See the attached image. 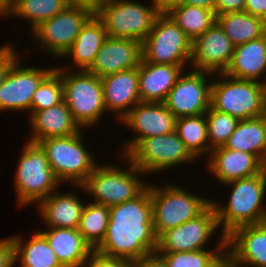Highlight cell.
Segmentation results:
<instances>
[{"label":"cell","instance_id":"cell-3","mask_svg":"<svg viewBox=\"0 0 266 267\" xmlns=\"http://www.w3.org/2000/svg\"><path fill=\"white\" fill-rule=\"evenodd\" d=\"M122 158L127 161L126 168L123 169L112 163L98 164L82 185L73 187L83 189V192L87 191L93 197V203L108 207L137 197L149 183L144 182L140 177L144 174L140 169L125 156Z\"/></svg>","mask_w":266,"mask_h":267},{"label":"cell","instance_id":"cell-30","mask_svg":"<svg viewBox=\"0 0 266 267\" xmlns=\"http://www.w3.org/2000/svg\"><path fill=\"white\" fill-rule=\"evenodd\" d=\"M216 22L234 46L258 39L266 34V21L245 11L218 15Z\"/></svg>","mask_w":266,"mask_h":267},{"label":"cell","instance_id":"cell-35","mask_svg":"<svg viewBox=\"0 0 266 267\" xmlns=\"http://www.w3.org/2000/svg\"><path fill=\"white\" fill-rule=\"evenodd\" d=\"M214 250L203 249L191 252L156 253L168 267H208L226 248V237L221 234Z\"/></svg>","mask_w":266,"mask_h":267},{"label":"cell","instance_id":"cell-22","mask_svg":"<svg viewBox=\"0 0 266 267\" xmlns=\"http://www.w3.org/2000/svg\"><path fill=\"white\" fill-rule=\"evenodd\" d=\"M182 66L155 64L143 59L138 66L141 102L163 103L180 75L187 70Z\"/></svg>","mask_w":266,"mask_h":267},{"label":"cell","instance_id":"cell-23","mask_svg":"<svg viewBox=\"0 0 266 267\" xmlns=\"http://www.w3.org/2000/svg\"><path fill=\"white\" fill-rule=\"evenodd\" d=\"M29 121L33 132L29 141L35 143L46 138L75 135L82 130L64 101L42 111H31Z\"/></svg>","mask_w":266,"mask_h":267},{"label":"cell","instance_id":"cell-42","mask_svg":"<svg viewBox=\"0 0 266 267\" xmlns=\"http://www.w3.org/2000/svg\"><path fill=\"white\" fill-rule=\"evenodd\" d=\"M244 11L266 21V0H246Z\"/></svg>","mask_w":266,"mask_h":267},{"label":"cell","instance_id":"cell-5","mask_svg":"<svg viewBox=\"0 0 266 267\" xmlns=\"http://www.w3.org/2000/svg\"><path fill=\"white\" fill-rule=\"evenodd\" d=\"M220 81L211 83L210 106L238 120L266 115V85L215 73ZM222 78V80H221Z\"/></svg>","mask_w":266,"mask_h":267},{"label":"cell","instance_id":"cell-29","mask_svg":"<svg viewBox=\"0 0 266 267\" xmlns=\"http://www.w3.org/2000/svg\"><path fill=\"white\" fill-rule=\"evenodd\" d=\"M14 247V264L20 267H63L45 237L35 231L33 236L24 241L22 236L12 237Z\"/></svg>","mask_w":266,"mask_h":267},{"label":"cell","instance_id":"cell-17","mask_svg":"<svg viewBox=\"0 0 266 267\" xmlns=\"http://www.w3.org/2000/svg\"><path fill=\"white\" fill-rule=\"evenodd\" d=\"M234 45L217 22L192 41L190 63L194 70L224 73L229 67Z\"/></svg>","mask_w":266,"mask_h":267},{"label":"cell","instance_id":"cell-24","mask_svg":"<svg viewBox=\"0 0 266 267\" xmlns=\"http://www.w3.org/2000/svg\"><path fill=\"white\" fill-rule=\"evenodd\" d=\"M58 192L57 189L37 204L43 223L47 228L77 229L85 204L73 190Z\"/></svg>","mask_w":266,"mask_h":267},{"label":"cell","instance_id":"cell-20","mask_svg":"<svg viewBox=\"0 0 266 267\" xmlns=\"http://www.w3.org/2000/svg\"><path fill=\"white\" fill-rule=\"evenodd\" d=\"M226 249L239 267H266V222L234 229L226 236Z\"/></svg>","mask_w":266,"mask_h":267},{"label":"cell","instance_id":"cell-40","mask_svg":"<svg viewBox=\"0 0 266 267\" xmlns=\"http://www.w3.org/2000/svg\"><path fill=\"white\" fill-rule=\"evenodd\" d=\"M14 266V247L11 236L0 240V267Z\"/></svg>","mask_w":266,"mask_h":267},{"label":"cell","instance_id":"cell-48","mask_svg":"<svg viewBox=\"0 0 266 267\" xmlns=\"http://www.w3.org/2000/svg\"><path fill=\"white\" fill-rule=\"evenodd\" d=\"M104 0H70L71 3H75V4H87L91 7H93L94 9L100 4L102 3Z\"/></svg>","mask_w":266,"mask_h":267},{"label":"cell","instance_id":"cell-34","mask_svg":"<svg viewBox=\"0 0 266 267\" xmlns=\"http://www.w3.org/2000/svg\"><path fill=\"white\" fill-rule=\"evenodd\" d=\"M109 223V207L97 203H85L78 231L93 250L105 237Z\"/></svg>","mask_w":266,"mask_h":267},{"label":"cell","instance_id":"cell-47","mask_svg":"<svg viewBox=\"0 0 266 267\" xmlns=\"http://www.w3.org/2000/svg\"><path fill=\"white\" fill-rule=\"evenodd\" d=\"M15 0H0V15L10 16L13 10Z\"/></svg>","mask_w":266,"mask_h":267},{"label":"cell","instance_id":"cell-4","mask_svg":"<svg viewBox=\"0 0 266 267\" xmlns=\"http://www.w3.org/2000/svg\"><path fill=\"white\" fill-rule=\"evenodd\" d=\"M69 67H55L61 74L64 102L82 129L91 128L106 112L101 78L87 70L72 72Z\"/></svg>","mask_w":266,"mask_h":267},{"label":"cell","instance_id":"cell-6","mask_svg":"<svg viewBox=\"0 0 266 267\" xmlns=\"http://www.w3.org/2000/svg\"><path fill=\"white\" fill-rule=\"evenodd\" d=\"M150 197L153 207V227L157 238L166 230L184 224L202 214L212 200L195 195L184 187L175 184H150Z\"/></svg>","mask_w":266,"mask_h":267},{"label":"cell","instance_id":"cell-2","mask_svg":"<svg viewBox=\"0 0 266 267\" xmlns=\"http://www.w3.org/2000/svg\"><path fill=\"white\" fill-rule=\"evenodd\" d=\"M232 189L227 204L212 200L221 234L225 237L234 229L266 221V169L251 177L226 183ZM265 205H264V204Z\"/></svg>","mask_w":266,"mask_h":267},{"label":"cell","instance_id":"cell-1","mask_svg":"<svg viewBox=\"0 0 266 267\" xmlns=\"http://www.w3.org/2000/svg\"><path fill=\"white\" fill-rule=\"evenodd\" d=\"M157 236L153 227L150 185L135 198L109 207V223L102 242L94 249L108 257L131 262L154 254Z\"/></svg>","mask_w":266,"mask_h":267},{"label":"cell","instance_id":"cell-12","mask_svg":"<svg viewBox=\"0 0 266 267\" xmlns=\"http://www.w3.org/2000/svg\"><path fill=\"white\" fill-rule=\"evenodd\" d=\"M125 157L145 174L161 173L164 169L195 162L176 131L141 139Z\"/></svg>","mask_w":266,"mask_h":267},{"label":"cell","instance_id":"cell-27","mask_svg":"<svg viewBox=\"0 0 266 267\" xmlns=\"http://www.w3.org/2000/svg\"><path fill=\"white\" fill-rule=\"evenodd\" d=\"M107 37L103 23L94 14L62 57L72 59L77 66L75 69L88 70Z\"/></svg>","mask_w":266,"mask_h":267},{"label":"cell","instance_id":"cell-28","mask_svg":"<svg viewBox=\"0 0 266 267\" xmlns=\"http://www.w3.org/2000/svg\"><path fill=\"white\" fill-rule=\"evenodd\" d=\"M223 147L252 153L266 165V115L239 120Z\"/></svg>","mask_w":266,"mask_h":267},{"label":"cell","instance_id":"cell-36","mask_svg":"<svg viewBox=\"0 0 266 267\" xmlns=\"http://www.w3.org/2000/svg\"><path fill=\"white\" fill-rule=\"evenodd\" d=\"M209 141V154L211 150L224 146L239 120L227 113L214 110L211 106L205 113Z\"/></svg>","mask_w":266,"mask_h":267},{"label":"cell","instance_id":"cell-18","mask_svg":"<svg viewBox=\"0 0 266 267\" xmlns=\"http://www.w3.org/2000/svg\"><path fill=\"white\" fill-rule=\"evenodd\" d=\"M142 43L129 38L107 37L88 72L102 78L140 65Z\"/></svg>","mask_w":266,"mask_h":267},{"label":"cell","instance_id":"cell-39","mask_svg":"<svg viewBox=\"0 0 266 267\" xmlns=\"http://www.w3.org/2000/svg\"><path fill=\"white\" fill-rule=\"evenodd\" d=\"M19 56L20 54L16 52L14 46L11 44H6L0 47V86L12 64Z\"/></svg>","mask_w":266,"mask_h":267},{"label":"cell","instance_id":"cell-31","mask_svg":"<svg viewBox=\"0 0 266 267\" xmlns=\"http://www.w3.org/2000/svg\"><path fill=\"white\" fill-rule=\"evenodd\" d=\"M186 36L193 41L216 22L214 10L180 4L167 13Z\"/></svg>","mask_w":266,"mask_h":267},{"label":"cell","instance_id":"cell-10","mask_svg":"<svg viewBox=\"0 0 266 267\" xmlns=\"http://www.w3.org/2000/svg\"><path fill=\"white\" fill-rule=\"evenodd\" d=\"M192 41L168 14H160L142 42V59L155 64L186 68L191 57Z\"/></svg>","mask_w":266,"mask_h":267},{"label":"cell","instance_id":"cell-16","mask_svg":"<svg viewBox=\"0 0 266 267\" xmlns=\"http://www.w3.org/2000/svg\"><path fill=\"white\" fill-rule=\"evenodd\" d=\"M123 125L137 135L122 145L125 156L141 139L161 136L175 131L176 117L164 103L140 102L121 120Z\"/></svg>","mask_w":266,"mask_h":267},{"label":"cell","instance_id":"cell-8","mask_svg":"<svg viewBox=\"0 0 266 267\" xmlns=\"http://www.w3.org/2000/svg\"><path fill=\"white\" fill-rule=\"evenodd\" d=\"M150 5L132 0H104L94 9V14L103 23L108 37L142 43L161 14L152 3Z\"/></svg>","mask_w":266,"mask_h":267},{"label":"cell","instance_id":"cell-26","mask_svg":"<svg viewBox=\"0 0 266 267\" xmlns=\"http://www.w3.org/2000/svg\"><path fill=\"white\" fill-rule=\"evenodd\" d=\"M39 232L45 237L63 267H84L93 248L78 229L49 228Z\"/></svg>","mask_w":266,"mask_h":267},{"label":"cell","instance_id":"cell-41","mask_svg":"<svg viewBox=\"0 0 266 267\" xmlns=\"http://www.w3.org/2000/svg\"><path fill=\"white\" fill-rule=\"evenodd\" d=\"M246 0H216L215 15L244 11Z\"/></svg>","mask_w":266,"mask_h":267},{"label":"cell","instance_id":"cell-46","mask_svg":"<svg viewBox=\"0 0 266 267\" xmlns=\"http://www.w3.org/2000/svg\"><path fill=\"white\" fill-rule=\"evenodd\" d=\"M181 4L215 9L216 0H182Z\"/></svg>","mask_w":266,"mask_h":267},{"label":"cell","instance_id":"cell-37","mask_svg":"<svg viewBox=\"0 0 266 267\" xmlns=\"http://www.w3.org/2000/svg\"><path fill=\"white\" fill-rule=\"evenodd\" d=\"M64 101L61 74L54 69L39 85L31 100V111H42Z\"/></svg>","mask_w":266,"mask_h":267},{"label":"cell","instance_id":"cell-33","mask_svg":"<svg viewBox=\"0 0 266 267\" xmlns=\"http://www.w3.org/2000/svg\"><path fill=\"white\" fill-rule=\"evenodd\" d=\"M71 4L70 0H15L10 16L27 19L32 31Z\"/></svg>","mask_w":266,"mask_h":267},{"label":"cell","instance_id":"cell-32","mask_svg":"<svg viewBox=\"0 0 266 267\" xmlns=\"http://www.w3.org/2000/svg\"><path fill=\"white\" fill-rule=\"evenodd\" d=\"M175 131L196 159L209 155L205 114L176 118Z\"/></svg>","mask_w":266,"mask_h":267},{"label":"cell","instance_id":"cell-25","mask_svg":"<svg viewBox=\"0 0 266 267\" xmlns=\"http://www.w3.org/2000/svg\"><path fill=\"white\" fill-rule=\"evenodd\" d=\"M227 76L241 80H252L266 85L262 75L266 74V34L234 47L229 67L224 72Z\"/></svg>","mask_w":266,"mask_h":267},{"label":"cell","instance_id":"cell-13","mask_svg":"<svg viewBox=\"0 0 266 267\" xmlns=\"http://www.w3.org/2000/svg\"><path fill=\"white\" fill-rule=\"evenodd\" d=\"M187 72L180 75L163 102L176 118L205 114L210 108L211 83L208 81L214 73L194 69Z\"/></svg>","mask_w":266,"mask_h":267},{"label":"cell","instance_id":"cell-21","mask_svg":"<svg viewBox=\"0 0 266 267\" xmlns=\"http://www.w3.org/2000/svg\"><path fill=\"white\" fill-rule=\"evenodd\" d=\"M101 82L106 111L115 113L117 120L121 122L130 110L141 102L138 67L104 76Z\"/></svg>","mask_w":266,"mask_h":267},{"label":"cell","instance_id":"cell-19","mask_svg":"<svg viewBox=\"0 0 266 267\" xmlns=\"http://www.w3.org/2000/svg\"><path fill=\"white\" fill-rule=\"evenodd\" d=\"M207 172L222 184L262 173L266 165L254 154L223 146L211 150L207 157Z\"/></svg>","mask_w":266,"mask_h":267},{"label":"cell","instance_id":"cell-15","mask_svg":"<svg viewBox=\"0 0 266 267\" xmlns=\"http://www.w3.org/2000/svg\"><path fill=\"white\" fill-rule=\"evenodd\" d=\"M18 58L0 86V111H31V100L42 81L55 67H20Z\"/></svg>","mask_w":266,"mask_h":267},{"label":"cell","instance_id":"cell-43","mask_svg":"<svg viewBox=\"0 0 266 267\" xmlns=\"http://www.w3.org/2000/svg\"><path fill=\"white\" fill-rule=\"evenodd\" d=\"M134 267H168L165 261L156 253L150 254L134 262Z\"/></svg>","mask_w":266,"mask_h":267},{"label":"cell","instance_id":"cell-45","mask_svg":"<svg viewBox=\"0 0 266 267\" xmlns=\"http://www.w3.org/2000/svg\"><path fill=\"white\" fill-rule=\"evenodd\" d=\"M181 2L182 0H152V4L161 14H167L173 7L180 5Z\"/></svg>","mask_w":266,"mask_h":267},{"label":"cell","instance_id":"cell-9","mask_svg":"<svg viewBox=\"0 0 266 267\" xmlns=\"http://www.w3.org/2000/svg\"><path fill=\"white\" fill-rule=\"evenodd\" d=\"M82 131L65 137H51L37 143L45 151L48 164L61 183L82 185L98 165L84 146Z\"/></svg>","mask_w":266,"mask_h":267},{"label":"cell","instance_id":"cell-38","mask_svg":"<svg viewBox=\"0 0 266 267\" xmlns=\"http://www.w3.org/2000/svg\"><path fill=\"white\" fill-rule=\"evenodd\" d=\"M84 267H134V263L124 258L108 257L93 250Z\"/></svg>","mask_w":266,"mask_h":267},{"label":"cell","instance_id":"cell-7","mask_svg":"<svg viewBox=\"0 0 266 267\" xmlns=\"http://www.w3.org/2000/svg\"><path fill=\"white\" fill-rule=\"evenodd\" d=\"M14 182L20 207L37 205L62 184L48 164L45 151L38 143L31 141H27L22 149Z\"/></svg>","mask_w":266,"mask_h":267},{"label":"cell","instance_id":"cell-11","mask_svg":"<svg viewBox=\"0 0 266 267\" xmlns=\"http://www.w3.org/2000/svg\"><path fill=\"white\" fill-rule=\"evenodd\" d=\"M93 15V7L72 3L62 12L40 23L30 33L37 40V46L47 54L62 57Z\"/></svg>","mask_w":266,"mask_h":267},{"label":"cell","instance_id":"cell-44","mask_svg":"<svg viewBox=\"0 0 266 267\" xmlns=\"http://www.w3.org/2000/svg\"><path fill=\"white\" fill-rule=\"evenodd\" d=\"M231 253L225 248L208 267H236Z\"/></svg>","mask_w":266,"mask_h":267},{"label":"cell","instance_id":"cell-14","mask_svg":"<svg viewBox=\"0 0 266 267\" xmlns=\"http://www.w3.org/2000/svg\"><path fill=\"white\" fill-rule=\"evenodd\" d=\"M219 229L217 214L211 204L202 214L180 226L164 231L157 238L155 253L191 252L207 249L212 234ZM206 245V246H205Z\"/></svg>","mask_w":266,"mask_h":267}]
</instances>
